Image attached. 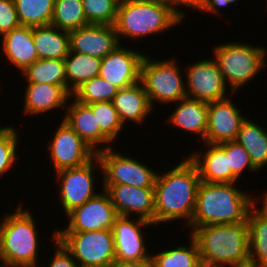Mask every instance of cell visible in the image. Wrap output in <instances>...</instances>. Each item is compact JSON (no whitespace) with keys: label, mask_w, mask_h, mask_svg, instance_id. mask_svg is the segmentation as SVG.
Wrapping results in <instances>:
<instances>
[{"label":"cell","mask_w":267,"mask_h":267,"mask_svg":"<svg viewBox=\"0 0 267 267\" xmlns=\"http://www.w3.org/2000/svg\"><path fill=\"white\" fill-rule=\"evenodd\" d=\"M189 243L188 246H177L176 248L169 247L161 252L151 254L154 267H196L200 261V254L198 245L195 239L188 234Z\"/></svg>","instance_id":"obj_30"},{"label":"cell","mask_w":267,"mask_h":267,"mask_svg":"<svg viewBox=\"0 0 267 267\" xmlns=\"http://www.w3.org/2000/svg\"><path fill=\"white\" fill-rule=\"evenodd\" d=\"M254 120L243 121L237 141L248 153L253 165L261 170L267 166V129Z\"/></svg>","instance_id":"obj_27"},{"label":"cell","mask_w":267,"mask_h":267,"mask_svg":"<svg viewBox=\"0 0 267 267\" xmlns=\"http://www.w3.org/2000/svg\"><path fill=\"white\" fill-rule=\"evenodd\" d=\"M207 150H197L188 159L196 166L200 180L209 183H232L226 152L218 144L203 143Z\"/></svg>","instance_id":"obj_21"},{"label":"cell","mask_w":267,"mask_h":267,"mask_svg":"<svg viewBox=\"0 0 267 267\" xmlns=\"http://www.w3.org/2000/svg\"><path fill=\"white\" fill-rule=\"evenodd\" d=\"M101 188L108 192L117 215L133 216L154 224V188H137L125 184L103 185Z\"/></svg>","instance_id":"obj_17"},{"label":"cell","mask_w":267,"mask_h":267,"mask_svg":"<svg viewBox=\"0 0 267 267\" xmlns=\"http://www.w3.org/2000/svg\"><path fill=\"white\" fill-rule=\"evenodd\" d=\"M184 72L188 98L209 103L229 97L223 73L213 57L191 62Z\"/></svg>","instance_id":"obj_11"},{"label":"cell","mask_w":267,"mask_h":267,"mask_svg":"<svg viewBox=\"0 0 267 267\" xmlns=\"http://www.w3.org/2000/svg\"><path fill=\"white\" fill-rule=\"evenodd\" d=\"M264 196V197H263ZM250 208L247 216L249 234V260L261 267H267V191Z\"/></svg>","instance_id":"obj_25"},{"label":"cell","mask_w":267,"mask_h":267,"mask_svg":"<svg viewBox=\"0 0 267 267\" xmlns=\"http://www.w3.org/2000/svg\"><path fill=\"white\" fill-rule=\"evenodd\" d=\"M228 157L229 169L232 172V183L239 181L245 170L258 172V169L251 162L249 153L237 142L229 141L218 144Z\"/></svg>","instance_id":"obj_37"},{"label":"cell","mask_w":267,"mask_h":267,"mask_svg":"<svg viewBox=\"0 0 267 267\" xmlns=\"http://www.w3.org/2000/svg\"><path fill=\"white\" fill-rule=\"evenodd\" d=\"M70 99L71 97L68 100L63 120L96 153L112 147L115 149V146H112L113 142L100 130L96 114L92 109L88 105L79 103L73 97V101Z\"/></svg>","instance_id":"obj_19"},{"label":"cell","mask_w":267,"mask_h":267,"mask_svg":"<svg viewBox=\"0 0 267 267\" xmlns=\"http://www.w3.org/2000/svg\"><path fill=\"white\" fill-rule=\"evenodd\" d=\"M154 224L134 217L117 216L113 225L115 262L141 261L151 257L143 228ZM150 252V253H149Z\"/></svg>","instance_id":"obj_14"},{"label":"cell","mask_w":267,"mask_h":267,"mask_svg":"<svg viewBox=\"0 0 267 267\" xmlns=\"http://www.w3.org/2000/svg\"><path fill=\"white\" fill-rule=\"evenodd\" d=\"M55 129L54 137L50 138L47 151H49L50 163L57 171L80 167L88 163L96 156L92 150L62 119Z\"/></svg>","instance_id":"obj_12"},{"label":"cell","mask_w":267,"mask_h":267,"mask_svg":"<svg viewBox=\"0 0 267 267\" xmlns=\"http://www.w3.org/2000/svg\"><path fill=\"white\" fill-rule=\"evenodd\" d=\"M102 172L101 185H129L137 188H154L158 170L151 169L136 158L125 156L112 148L96 153Z\"/></svg>","instance_id":"obj_9"},{"label":"cell","mask_w":267,"mask_h":267,"mask_svg":"<svg viewBox=\"0 0 267 267\" xmlns=\"http://www.w3.org/2000/svg\"><path fill=\"white\" fill-rule=\"evenodd\" d=\"M233 103L231 95L208 103L207 130L203 143L221 144L236 140L246 116Z\"/></svg>","instance_id":"obj_16"},{"label":"cell","mask_w":267,"mask_h":267,"mask_svg":"<svg viewBox=\"0 0 267 267\" xmlns=\"http://www.w3.org/2000/svg\"><path fill=\"white\" fill-rule=\"evenodd\" d=\"M33 42L39 59L64 60L70 53L69 32L51 24L33 27Z\"/></svg>","instance_id":"obj_26"},{"label":"cell","mask_w":267,"mask_h":267,"mask_svg":"<svg viewBox=\"0 0 267 267\" xmlns=\"http://www.w3.org/2000/svg\"><path fill=\"white\" fill-rule=\"evenodd\" d=\"M213 59L223 73L231 95L239 92L267 64V49L251 43L230 41L213 47ZM238 90V91H237Z\"/></svg>","instance_id":"obj_6"},{"label":"cell","mask_w":267,"mask_h":267,"mask_svg":"<svg viewBox=\"0 0 267 267\" xmlns=\"http://www.w3.org/2000/svg\"><path fill=\"white\" fill-rule=\"evenodd\" d=\"M52 243H54L53 257L48 267H80L77 261L72 257L70 252L63 246V244L56 238V230L54 229L51 235ZM44 264V267H47ZM41 267V266H40ZM43 267V264H42Z\"/></svg>","instance_id":"obj_39"},{"label":"cell","mask_w":267,"mask_h":267,"mask_svg":"<svg viewBox=\"0 0 267 267\" xmlns=\"http://www.w3.org/2000/svg\"><path fill=\"white\" fill-rule=\"evenodd\" d=\"M51 25L68 32L88 25L82 0H55Z\"/></svg>","instance_id":"obj_32"},{"label":"cell","mask_w":267,"mask_h":267,"mask_svg":"<svg viewBox=\"0 0 267 267\" xmlns=\"http://www.w3.org/2000/svg\"><path fill=\"white\" fill-rule=\"evenodd\" d=\"M236 186V182L200 181L192 221L187 226L190 228L189 232L199 226L246 222L249 210L258 201L259 196L251 197Z\"/></svg>","instance_id":"obj_2"},{"label":"cell","mask_w":267,"mask_h":267,"mask_svg":"<svg viewBox=\"0 0 267 267\" xmlns=\"http://www.w3.org/2000/svg\"><path fill=\"white\" fill-rule=\"evenodd\" d=\"M100 168V169H99ZM102 172L100 160L95 156L83 166L63 169L56 172L59 199L67 215L73 209L82 206L99 191L95 187V171ZM59 184V185H58Z\"/></svg>","instance_id":"obj_10"},{"label":"cell","mask_w":267,"mask_h":267,"mask_svg":"<svg viewBox=\"0 0 267 267\" xmlns=\"http://www.w3.org/2000/svg\"><path fill=\"white\" fill-rule=\"evenodd\" d=\"M23 90V113L27 116H39L43 113L59 110L63 112L70 97H72L62 86L41 84H26Z\"/></svg>","instance_id":"obj_20"},{"label":"cell","mask_w":267,"mask_h":267,"mask_svg":"<svg viewBox=\"0 0 267 267\" xmlns=\"http://www.w3.org/2000/svg\"><path fill=\"white\" fill-rule=\"evenodd\" d=\"M190 235L198 245L201 262L232 267L249 261L247 221L199 226Z\"/></svg>","instance_id":"obj_3"},{"label":"cell","mask_w":267,"mask_h":267,"mask_svg":"<svg viewBox=\"0 0 267 267\" xmlns=\"http://www.w3.org/2000/svg\"><path fill=\"white\" fill-rule=\"evenodd\" d=\"M183 158L172 169L157 174L154 185V225L184 219L187 228L192 221L201 180L196 166L188 157Z\"/></svg>","instance_id":"obj_1"},{"label":"cell","mask_w":267,"mask_h":267,"mask_svg":"<svg viewBox=\"0 0 267 267\" xmlns=\"http://www.w3.org/2000/svg\"><path fill=\"white\" fill-rule=\"evenodd\" d=\"M102 59L87 54L70 52L64 59L67 92L72 93L84 82L97 77L100 72Z\"/></svg>","instance_id":"obj_28"},{"label":"cell","mask_w":267,"mask_h":267,"mask_svg":"<svg viewBox=\"0 0 267 267\" xmlns=\"http://www.w3.org/2000/svg\"><path fill=\"white\" fill-rule=\"evenodd\" d=\"M93 113L96 114L97 124L100 130L112 141L115 142L123 132V123L112 101L94 102L88 104Z\"/></svg>","instance_id":"obj_34"},{"label":"cell","mask_w":267,"mask_h":267,"mask_svg":"<svg viewBox=\"0 0 267 267\" xmlns=\"http://www.w3.org/2000/svg\"><path fill=\"white\" fill-rule=\"evenodd\" d=\"M111 267H154L151 257L141 261L115 262Z\"/></svg>","instance_id":"obj_42"},{"label":"cell","mask_w":267,"mask_h":267,"mask_svg":"<svg viewBox=\"0 0 267 267\" xmlns=\"http://www.w3.org/2000/svg\"><path fill=\"white\" fill-rule=\"evenodd\" d=\"M20 203L0 221V259L4 267H40L37 223ZM39 247V248H38ZM39 251V252H38Z\"/></svg>","instance_id":"obj_4"},{"label":"cell","mask_w":267,"mask_h":267,"mask_svg":"<svg viewBox=\"0 0 267 267\" xmlns=\"http://www.w3.org/2000/svg\"><path fill=\"white\" fill-rule=\"evenodd\" d=\"M182 21H185L186 14L180 9L182 5L184 8H190L199 11L202 0H162ZM179 7V8H178ZM184 19V20H183Z\"/></svg>","instance_id":"obj_40"},{"label":"cell","mask_w":267,"mask_h":267,"mask_svg":"<svg viewBox=\"0 0 267 267\" xmlns=\"http://www.w3.org/2000/svg\"><path fill=\"white\" fill-rule=\"evenodd\" d=\"M118 90L117 87L97 76L84 82L72 93V97L79 103L88 105L94 102L112 101Z\"/></svg>","instance_id":"obj_33"},{"label":"cell","mask_w":267,"mask_h":267,"mask_svg":"<svg viewBox=\"0 0 267 267\" xmlns=\"http://www.w3.org/2000/svg\"><path fill=\"white\" fill-rule=\"evenodd\" d=\"M6 62L22 72L39 59L33 42V27L19 26L1 36Z\"/></svg>","instance_id":"obj_23"},{"label":"cell","mask_w":267,"mask_h":267,"mask_svg":"<svg viewBox=\"0 0 267 267\" xmlns=\"http://www.w3.org/2000/svg\"><path fill=\"white\" fill-rule=\"evenodd\" d=\"M20 25L45 26L52 22L55 0H14Z\"/></svg>","instance_id":"obj_31"},{"label":"cell","mask_w":267,"mask_h":267,"mask_svg":"<svg viewBox=\"0 0 267 267\" xmlns=\"http://www.w3.org/2000/svg\"><path fill=\"white\" fill-rule=\"evenodd\" d=\"M232 267H261V266H259L257 263H254V262L249 260L247 262L239 263V264L232 266Z\"/></svg>","instance_id":"obj_43"},{"label":"cell","mask_w":267,"mask_h":267,"mask_svg":"<svg viewBox=\"0 0 267 267\" xmlns=\"http://www.w3.org/2000/svg\"><path fill=\"white\" fill-rule=\"evenodd\" d=\"M120 0H82L88 24L114 25Z\"/></svg>","instance_id":"obj_36"},{"label":"cell","mask_w":267,"mask_h":267,"mask_svg":"<svg viewBox=\"0 0 267 267\" xmlns=\"http://www.w3.org/2000/svg\"><path fill=\"white\" fill-rule=\"evenodd\" d=\"M19 26L14 0H0V36Z\"/></svg>","instance_id":"obj_38"},{"label":"cell","mask_w":267,"mask_h":267,"mask_svg":"<svg viewBox=\"0 0 267 267\" xmlns=\"http://www.w3.org/2000/svg\"><path fill=\"white\" fill-rule=\"evenodd\" d=\"M20 74L27 84H51L62 86L67 91L64 60L38 59Z\"/></svg>","instance_id":"obj_29"},{"label":"cell","mask_w":267,"mask_h":267,"mask_svg":"<svg viewBox=\"0 0 267 267\" xmlns=\"http://www.w3.org/2000/svg\"><path fill=\"white\" fill-rule=\"evenodd\" d=\"M145 53L141 63V76L149 102L154 109L156 103L172 104L187 97L185 74H182L179 62L174 58L151 59ZM155 103V104H154Z\"/></svg>","instance_id":"obj_7"},{"label":"cell","mask_w":267,"mask_h":267,"mask_svg":"<svg viewBox=\"0 0 267 267\" xmlns=\"http://www.w3.org/2000/svg\"><path fill=\"white\" fill-rule=\"evenodd\" d=\"M181 23L162 0H120L114 27L119 41L123 36L136 41L170 31Z\"/></svg>","instance_id":"obj_5"},{"label":"cell","mask_w":267,"mask_h":267,"mask_svg":"<svg viewBox=\"0 0 267 267\" xmlns=\"http://www.w3.org/2000/svg\"><path fill=\"white\" fill-rule=\"evenodd\" d=\"M56 238L80 267H111L115 263L112 230L56 231Z\"/></svg>","instance_id":"obj_8"},{"label":"cell","mask_w":267,"mask_h":267,"mask_svg":"<svg viewBox=\"0 0 267 267\" xmlns=\"http://www.w3.org/2000/svg\"><path fill=\"white\" fill-rule=\"evenodd\" d=\"M144 53L118 45L102 58L99 77L118 89L130 87L140 81Z\"/></svg>","instance_id":"obj_15"},{"label":"cell","mask_w":267,"mask_h":267,"mask_svg":"<svg viewBox=\"0 0 267 267\" xmlns=\"http://www.w3.org/2000/svg\"><path fill=\"white\" fill-rule=\"evenodd\" d=\"M179 102V103H178ZM173 103L175 109L166 120L168 124L181 128L190 134L200 136L203 142L205 140L207 121H208V102L195 100L191 98H183Z\"/></svg>","instance_id":"obj_24"},{"label":"cell","mask_w":267,"mask_h":267,"mask_svg":"<svg viewBox=\"0 0 267 267\" xmlns=\"http://www.w3.org/2000/svg\"><path fill=\"white\" fill-rule=\"evenodd\" d=\"M114 205L108 192L103 189L94 197L66 215L67 227L56 228V231H97L112 230L117 217Z\"/></svg>","instance_id":"obj_13"},{"label":"cell","mask_w":267,"mask_h":267,"mask_svg":"<svg viewBox=\"0 0 267 267\" xmlns=\"http://www.w3.org/2000/svg\"><path fill=\"white\" fill-rule=\"evenodd\" d=\"M196 267H217V266H213L212 264L200 262Z\"/></svg>","instance_id":"obj_44"},{"label":"cell","mask_w":267,"mask_h":267,"mask_svg":"<svg viewBox=\"0 0 267 267\" xmlns=\"http://www.w3.org/2000/svg\"><path fill=\"white\" fill-rule=\"evenodd\" d=\"M112 102L124 126L131 122L140 125L145 119L147 121L153 111L141 81L119 89Z\"/></svg>","instance_id":"obj_22"},{"label":"cell","mask_w":267,"mask_h":267,"mask_svg":"<svg viewBox=\"0 0 267 267\" xmlns=\"http://www.w3.org/2000/svg\"><path fill=\"white\" fill-rule=\"evenodd\" d=\"M70 52L104 58L122 44L114 25L88 24L69 31Z\"/></svg>","instance_id":"obj_18"},{"label":"cell","mask_w":267,"mask_h":267,"mask_svg":"<svg viewBox=\"0 0 267 267\" xmlns=\"http://www.w3.org/2000/svg\"><path fill=\"white\" fill-rule=\"evenodd\" d=\"M13 125L0 126V177L9 170H13L15 163L20 159L19 149V132ZM18 147V148H17ZM14 165V166H13ZM13 168V169H12Z\"/></svg>","instance_id":"obj_35"},{"label":"cell","mask_w":267,"mask_h":267,"mask_svg":"<svg viewBox=\"0 0 267 267\" xmlns=\"http://www.w3.org/2000/svg\"><path fill=\"white\" fill-rule=\"evenodd\" d=\"M238 0H202L201 7L199 11H203L205 14L212 13L214 16H221L220 9L223 7H227L232 5L233 3L236 4Z\"/></svg>","instance_id":"obj_41"}]
</instances>
